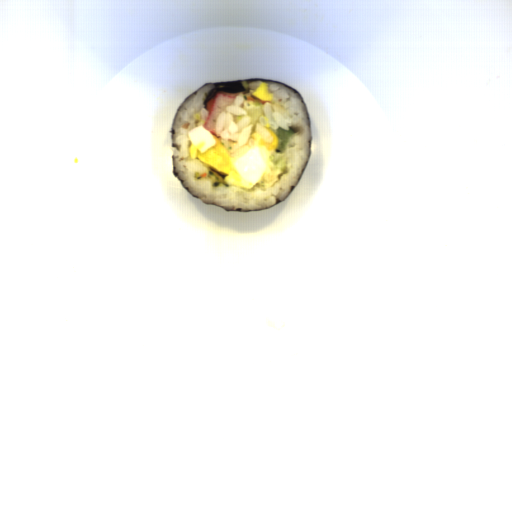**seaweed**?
<instances>
[{
  "label": "seaweed",
  "instance_id": "obj_1",
  "mask_svg": "<svg viewBox=\"0 0 512 512\" xmlns=\"http://www.w3.org/2000/svg\"><path fill=\"white\" fill-rule=\"evenodd\" d=\"M246 82H253V81H267V82H275V83H278V84H282V85H285L287 86L288 88H290L291 90H293L294 92H296L298 94V96L301 98V100L304 102L305 106H306V109H307V113H308V117H309V120L311 122V118H310V113H309V110H308V107H307V104L303 98V96L300 94V92L292 87H290L289 85L281 82V81H278V80H275V79H272V78H245V79H238V80H231V81H220V82H208V83H204L203 85H201L199 88H197L195 91H193L191 94H189L183 101L182 103L179 105V107L177 108L176 112H175V115L173 117V121H172V126H173V122H174V119L177 115V112L179 110V108L183 105V103L188 99L190 98L192 95H195L197 90H199L200 88H202L203 86H205L206 84H214L216 87H214L213 89L210 90L209 94L207 95L206 99H205V102H204V105L205 103L213 96L217 93V91H225V92H229V93H240V92H244V91H247L246 89H244L241 85L242 81H245ZM171 126V130H170V152H171V163H172V174L174 176V178L176 179V181L181 185V187L187 191L191 196H193L187 187H184L183 185V180L179 178L178 176V173L175 172V166H174V158H173V155H172V148L174 147L175 149L179 150V146L175 143H172V134H174V130ZM312 147H313V132H312V124H311V151H310V157H311V153H312ZM310 161V158L307 162V165ZM307 165L300 177V179L302 178L306 168H307ZM300 181V180H299ZM299 183V182H298ZM298 185V184H297ZM296 187L295 186H292V192L294 191ZM292 192L289 194V196L292 194ZM288 196V197H289ZM194 198H196L197 200L201 201L200 198H198V196H193ZM287 197V198H288ZM285 198V199H287ZM284 199V200H285ZM284 200H282L281 202H283ZM202 202V201H201ZM279 200H278V203H281ZM204 203V202H203ZM206 205H209L207 203H204ZM209 206H216V205H209ZM276 206V205H275ZM218 207V206H217ZM274 207V206H272ZM221 208V207H219ZM271 208V207H270ZM222 210H224L223 208H221ZM266 209H269V208H264V209H258V210H266ZM225 212H227L226 210H224ZM248 211H257V210H245V211H241V209H237L236 211H228V212H248Z\"/></svg>",
  "mask_w": 512,
  "mask_h": 512
}]
</instances>
